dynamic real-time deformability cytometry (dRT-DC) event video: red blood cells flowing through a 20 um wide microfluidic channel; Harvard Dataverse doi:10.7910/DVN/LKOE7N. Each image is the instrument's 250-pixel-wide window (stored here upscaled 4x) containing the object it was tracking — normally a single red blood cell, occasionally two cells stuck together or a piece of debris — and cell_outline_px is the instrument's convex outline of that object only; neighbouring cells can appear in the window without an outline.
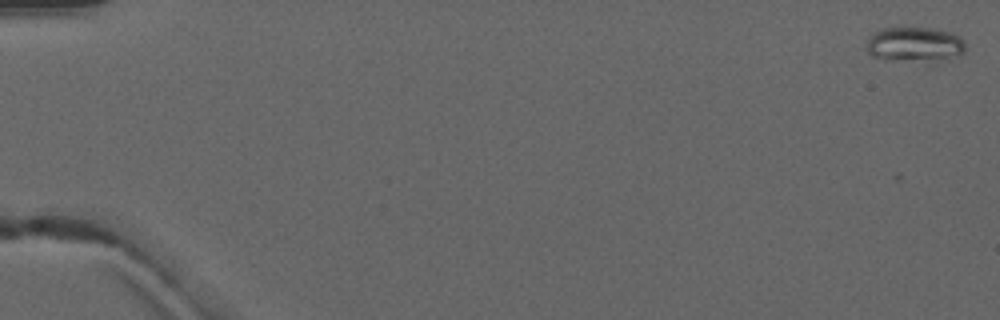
{"species": "common noctule bat (a hibernating species)", "species_latin": "Nyctalus noctula", "temperature_condition": "warm", "stored_images_in_passage": 5, "camera_frame_rate_fps": 3000, "um_per_image_px": 0.085, "animal": {"sex": "male", "forearm_length_mm": 52.5}, "frame": {"image": 1, "passage_image": 1, "time_ms": 0.0, "image_size_px": [1000, 320], "cell_outline_px": [[964, 52], [960, 56], [932, 64], [928, 64], [884, 60], [872, 56], [864, 48], [868, 36], [872, 32], [880, 28], [932, 28], [952, 32], [960, 36], [964, 40]], "centroid_in_image_um": [77.74, 3.83], "position_along_channel_um": 7.3, "area_um2": 21.44}}